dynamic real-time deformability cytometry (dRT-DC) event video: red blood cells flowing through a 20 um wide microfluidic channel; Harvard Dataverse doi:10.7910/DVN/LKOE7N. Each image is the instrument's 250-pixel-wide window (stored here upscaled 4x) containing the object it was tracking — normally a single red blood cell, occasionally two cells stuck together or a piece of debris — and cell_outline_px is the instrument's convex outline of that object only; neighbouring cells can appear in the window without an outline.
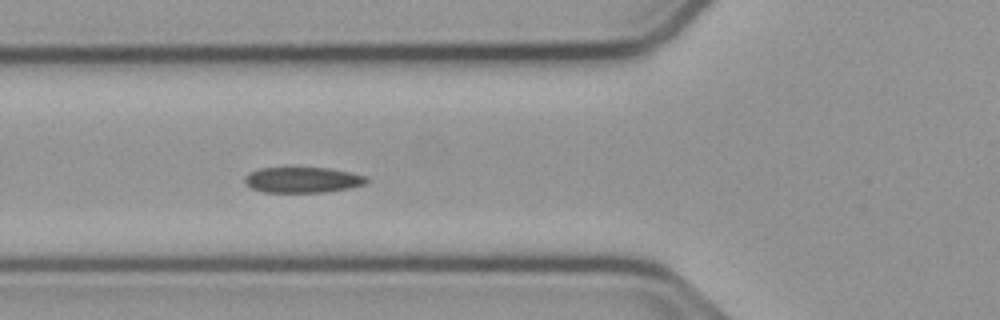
{"species": "common noctule bat (a hibernating species)", "species_latin": "Nyctalus noctula", "temperature_condition": "cold", "stored_images_in_passage": 47, "camera_frame_rate_fps": 3000, "um_per_image_px": 0.085, "animal": {"sex": "male", "body_mass_g": 23.1, "forearm_length_mm": 52.7}, "frame": {"image": 1, "passage_image": 20, "time_ms": 6.333, "image_size_px": [1000, 320], "cell_outline_px": [[368, 180], [364, 184], [352, 188], [324, 192], [264, 192], [252, 188], [244, 180], [244, 176], [248, 172], [260, 168], [328, 168], [352, 172], [368, 176]], "centroid_in_image_um": [25.75, 15.29], "position_along_channel_um": 100.0, "area_um2": 18.26}}
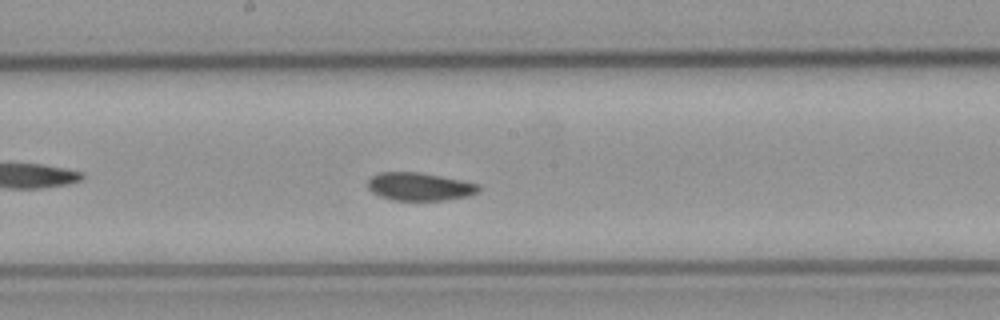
{"frame": {"image": 2, "passage_image": 29, "time_ms": 9.333, "image_size_px": [1000, 320], "cell_outline_px": [[480, 192], [468, 196], [444, 200], [392, 200], [380, 196], [372, 192], [368, 188], [368, 180], [372, 176], [380, 172], [420, 172], [480, 184]], "centroid_in_image_um": [35.67, 15.86], "position_along_channel_um": 212.5, "area_um2": 18.09}}
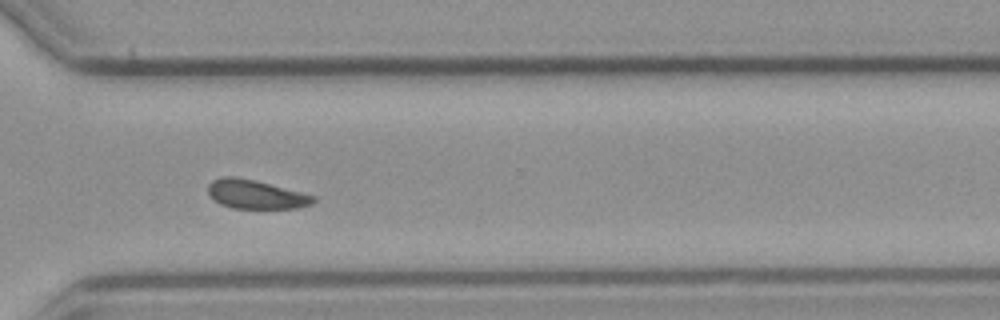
{"frame": {"image": 3, "passage_image": 40, "time_ms": 13.0, "image_size_px": [1000, 320], "cell_outline_px": [[316, 200], [312, 204], [300, 208], [232, 208], [220, 204], [212, 200], [208, 196], [208, 184], [212, 180], [220, 176], [236, 176], [316, 196]], "centroid_in_image_um": [21.68, 16.53], "position_along_channel_um": 348.9, "area_um2": 17.74}, "authors_computed_cell_mechanics": {"area_um2": 18.4382, "velocity_mm_per_s": 3.7252, "shape_relaxation_time_tau1_ms": 8.0281, "shape_relaxation_time_tau2_ms": 4.6637, "deformation_change_tau1": 0.1296, "deformation_change_tau2": 0.0658}}